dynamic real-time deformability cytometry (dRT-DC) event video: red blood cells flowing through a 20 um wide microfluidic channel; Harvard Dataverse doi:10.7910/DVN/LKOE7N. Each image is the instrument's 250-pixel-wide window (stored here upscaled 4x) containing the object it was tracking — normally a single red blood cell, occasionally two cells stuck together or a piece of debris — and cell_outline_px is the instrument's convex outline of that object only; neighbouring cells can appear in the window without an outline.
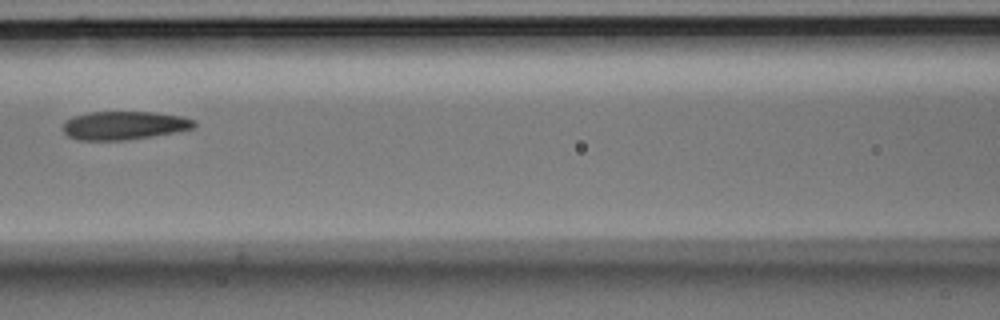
{"species": "Egyptian fruit bat (a non-hibernating species)", "species_latin": "Rousettus aegyptiacus", "temperature_condition": "room temperature", "stored_images_in_passage": 6, "camera_frame_rate_fps": 3000, "um_per_image_px": 0.085, "animal": {"sex": "male"}, "frame": {"image": 1, "passage_image": 6, "time_ms": 6.333, "image_size_px": [1000, 320], "cell_outline_px": [[196, 128], [152, 136], [124, 140], [76, 140], [68, 136], [60, 128], [68, 120], [76, 116], [88, 112], [152, 112], [180, 116], [196, 120]], "centroid_in_image_um": [10.56, 10.66], "position_along_channel_um": 156.0, "area_um2": 21.68}}